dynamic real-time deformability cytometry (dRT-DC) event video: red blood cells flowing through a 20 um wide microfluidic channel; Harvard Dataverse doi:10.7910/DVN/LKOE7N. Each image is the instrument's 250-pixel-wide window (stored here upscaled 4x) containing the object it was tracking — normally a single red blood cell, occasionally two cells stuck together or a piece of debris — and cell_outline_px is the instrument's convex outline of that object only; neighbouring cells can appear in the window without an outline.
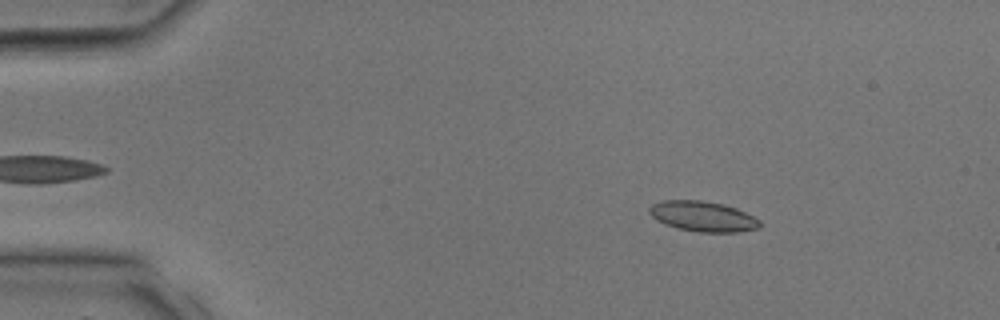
{"species": "common noctule bat (a hibernating species)", "species_latin": "Nyctalus noctula", "temperature_condition": "room temperature", "stored_images_in_passage": 33, "camera_frame_rate_fps": 3000, "um_per_image_px": 0.085, "animal": {"sex": "male", "body_mass_g": 17.9, "forearm_length_mm": 54.2}, "frame": {"image": 1, "passage_image": 5, "time_ms": 1.333, "image_size_px": [1000, 320], "cell_outline_px": [[764, 224], [760, 228], [736, 232], [700, 232], [676, 228], [664, 224], [656, 220], [648, 212], [648, 208], [652, 204], [660, 200], [700, 200], [724, 204], [736, 208], [760, 220]], "centroid_in_image_um": [59.73, 18.39], "position_along_channel_um": 25.3, "area_um2": 19.71}}
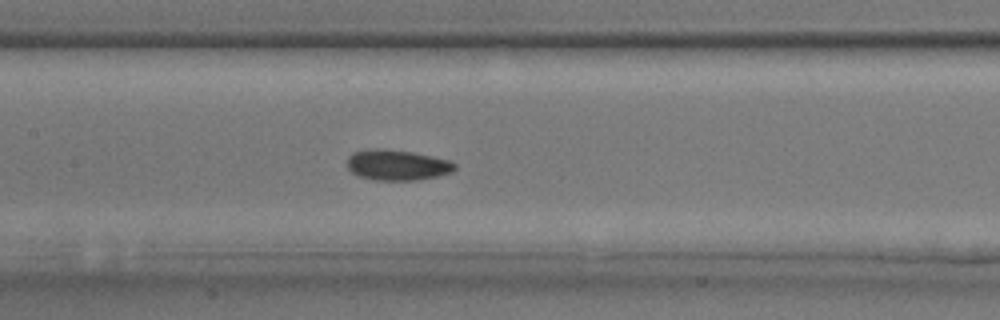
{"frame": {"image": 2, "passage_image": 16, "time_ms": 5.0, "image_size_px": [1000, 320], "cell_outline_px": [[456, 168], [452, 172], [436, 176], [416, 180], [376, 180], [356, 176], [348, 168], [348, 156], [352, 152], [376, 148], [384, 148], [412, 152], [432, 156], [448, 160], [456, 164]], "centroid_in_image_um": [33.74, 14.02], "position_along_channel_um": 173.7, "area_um2": 19.19}}
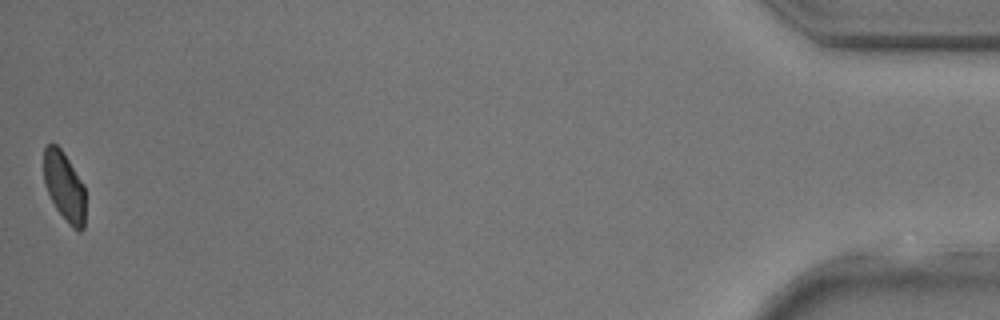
{"frame": {"image": 3, "passage_image": 33, "time_ms": 10.667, "image_size_px": [1000, 320], "cell_outline_px": [[84, 228], [80, 232], [76, 232], [68, 224], [56, 208], [44, 184], [44, 148], [48, 144], [56, 144], [60, 148], [84, 184]], "centroid_in_image_um": [5.47, 15.89], "position_along_channel_um": 429.7, "area_um2": 16.7}}